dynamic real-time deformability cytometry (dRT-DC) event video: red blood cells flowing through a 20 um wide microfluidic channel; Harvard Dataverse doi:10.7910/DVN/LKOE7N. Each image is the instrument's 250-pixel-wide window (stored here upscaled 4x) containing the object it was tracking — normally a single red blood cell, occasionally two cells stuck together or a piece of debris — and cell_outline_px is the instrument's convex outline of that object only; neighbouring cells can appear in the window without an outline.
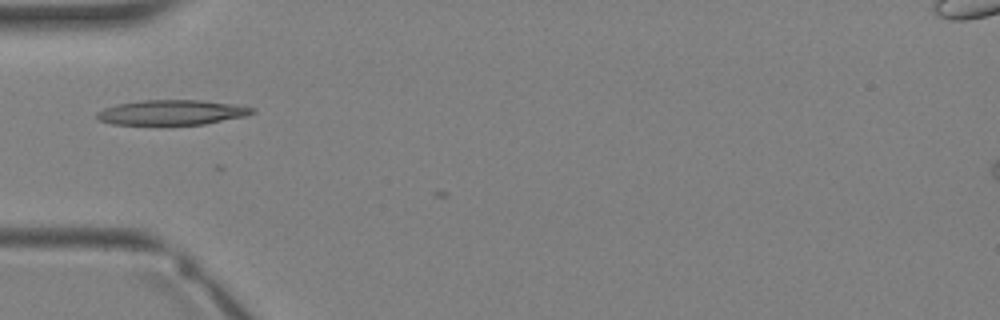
{"species": "Egyptian fruit bat (a non-hibernating species)", "species_latin": "Rousettus aegyptiacus", "temperature_condition": "warm", "stored_images_in_passage": 3, "camera_frame_rate_fps": 3000, "um_per_image_px": 0.085, "animal": {"sex": "female"}, "frame": {"image": 1, "passage_image": 3, "time_ms": 2.333, "image_size_px": [1000, 320], "cell_outline_px": [[256, 112], [244, 116], [204, 124], [112, 124], [100, 120], [96, 116], [96, 112], [104, 108], [120, 104], [140, 100], [200, 100], [256, 108]], "centroid_in_image_um": [14.59, 9.55], "position_along_channel_um": 70.4, "area_um2": 22.2}}